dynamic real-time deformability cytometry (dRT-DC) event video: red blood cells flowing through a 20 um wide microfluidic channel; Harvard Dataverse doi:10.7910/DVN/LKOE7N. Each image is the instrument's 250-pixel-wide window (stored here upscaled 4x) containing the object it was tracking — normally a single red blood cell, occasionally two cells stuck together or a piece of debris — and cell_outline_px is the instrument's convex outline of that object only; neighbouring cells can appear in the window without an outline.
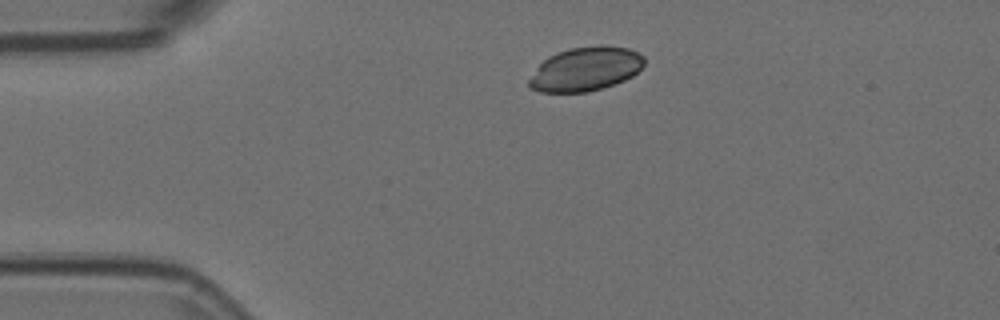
{"species": "Egyptian fruit bat (a non-hibernating species)", "species_latin": "Rousettus aegyptiacus", "temperature_condition": "room temperature", "stored_images_in_passage": 3, "camera_frame_rate_fps": 3000, "um_per_image_px": 0.085, "animal": {"sex": "female"}, "frame": {"image": 1, "passage_image": 2, "time_ms": 0.333, "image_size_px": [1000, 320], "cell_outline_px": [[644, 64], [632, 76], [624, 80], [588, 92], [540, 92], [528, 88], [528, 80], [536, 68], [548, 56], [556, 52], [568, 48], [600, 44], [628, 48], [644, 56]], "centroid_in_image_um": [49.73, 5.85], "position_along_channel_um": 35.3, "area_um2": 29.59}}